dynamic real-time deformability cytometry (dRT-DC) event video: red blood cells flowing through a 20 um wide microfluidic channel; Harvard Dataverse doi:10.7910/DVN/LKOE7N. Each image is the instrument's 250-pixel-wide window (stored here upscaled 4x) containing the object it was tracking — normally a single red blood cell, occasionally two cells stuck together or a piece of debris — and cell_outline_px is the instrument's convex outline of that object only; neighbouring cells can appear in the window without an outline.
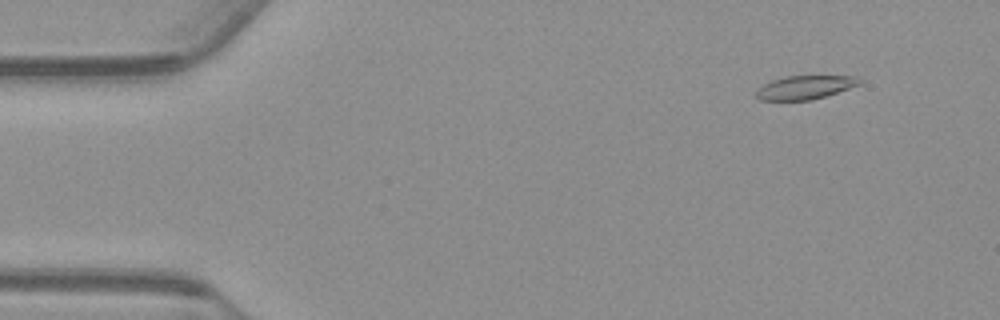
{"species": "common noctule bat (a hibernating species)", "species_latin": "Nyctalus noctula", "temperature_condition": "warm", "stored_images_in_passage": 51, "camera_frame_rate_fps": 3000, "um_per_image_px": 0.085, "animal": {"sex": "male", "body_mass_g": 23.1, "forearm_length_mm": 52.7}, "frame": {"image": 1, "passage_image": 1, "time_ms": 0.0, "image_size_px": [1000, 320], "cell_outline_px": [[864, 80], [860, 84], [812, 100], [760, 100], [756, 96], [756, 88], [772, 80], [784, 76], [856, 76]], "centroid_in_image_um": [68.4, 7.42], "position_along_channel_um": 16.6, "area_um2": 14.16}}
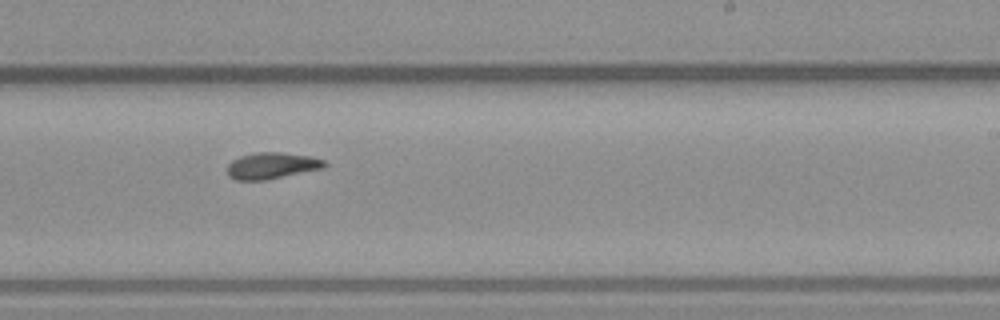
{"frame": {"image": 2, "passage_image": 29, "time_ms": 9.333, "image_size_px": [1000, 320], "cell_outline_px": [[328, 164], [324, 168], [268, 180], [236, 180], [228, 176], [228, 164], [232, 160], [240, 156], [256, 152], [280, 152], [312, 156], [324, 160]], "centroid_in_image_um": [23.12, 14.08], "position_along_channel_um": 265.9, "area_um2": 15.14}}
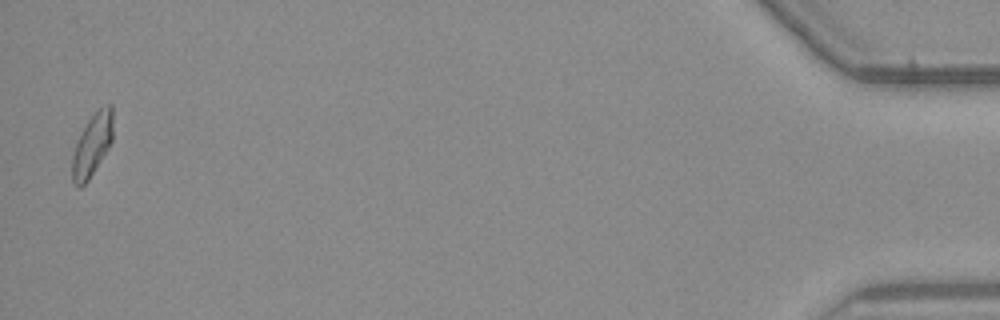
{"frame": {"image": 3, "passage_image": 50, "time_ms": 16.333, "image_size_px": [1000, 320], "cell_outline_px": [[112, 140], [108, 148], [88, 180], [80, 188], [76, 188], [72, 180], [72, 156], [76, 144], [88, 120], [100, 108], [108, 104], [112, 104]], "centroid_in_image_um": [7.82, 12.35], "position_along_channel_um": 427.4, "area_um2": 14.45}, "authors_computed_cell_mechanics": {"area_um2": 14.5656, "velocity_mm_per_s": 3.7467, "shape_relaxation_time_tau1_ms": 10.838, "shape_relaxation_time_tau2_ms": 4.0448, "deformation_change_tau1": 0.23, "deformation_change_tau2": 0.1043}}